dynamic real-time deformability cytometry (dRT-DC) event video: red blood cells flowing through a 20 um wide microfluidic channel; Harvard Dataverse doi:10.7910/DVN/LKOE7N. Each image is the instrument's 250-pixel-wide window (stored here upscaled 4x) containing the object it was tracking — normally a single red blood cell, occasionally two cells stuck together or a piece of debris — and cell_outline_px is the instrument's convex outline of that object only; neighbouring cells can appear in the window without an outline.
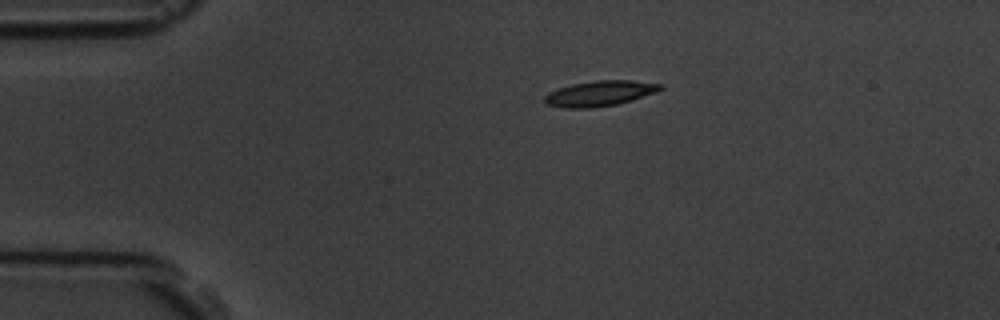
{"species": "common noctule bat (a hibernating species)", "species_latin": "Nyctalus noctula", "temperature_condition": "room temperature", "stored_images_in_passage": 4, "camera_frame_rate_fps": 3000, "um_per_image_px": 0.085, "animal": {"sex": "male", "body_mass_g": 19.5, "forearm_length_mm": 54.6}, "frame": {"image": 1, "passage_image": 1, "time_ms": 0.0, "image_size_px": [1000, 320], "cell_outline_px": [[664, 88], [656, 92], [632, 100], [616, 104], [592, 108], [564, 108], [544, 104], [544, 96], [548, 92], [572, 84], [596, 80], [632, 80], [664, 84]], "centroid_in_image_um": [50.98, 7.94], "position_along_channel_um": 34.0, "area_um2": 17.22}}
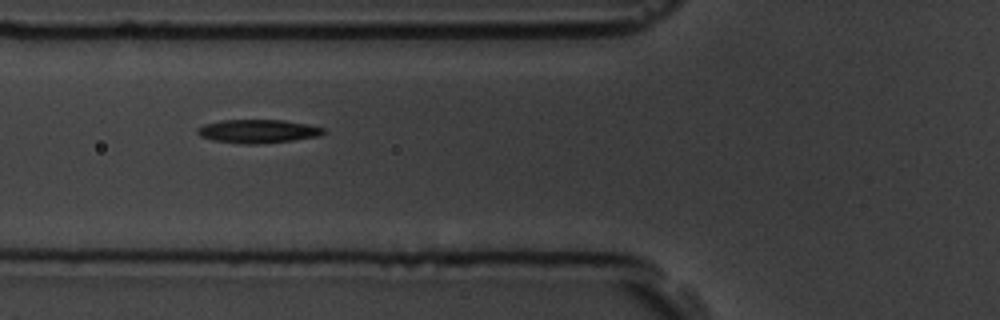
{"frame": {"image": 2, "passage_image": 3, "time_ms": 3.0, "image_size_px": [1000, 320], "cell_outline_px": [[324, 132], [320, 136], [292, 140], [256, 144], [244, 144], [212, 140], [200, 136], [196, 132], [196, 128], [204, 124], [220, 120], [284, 120], [308, 124], [324, 128]], "centroid_in_image_um": [21.89, 11.15], "position_along_channel_um": 103.9, "area_um2": 17.28}}
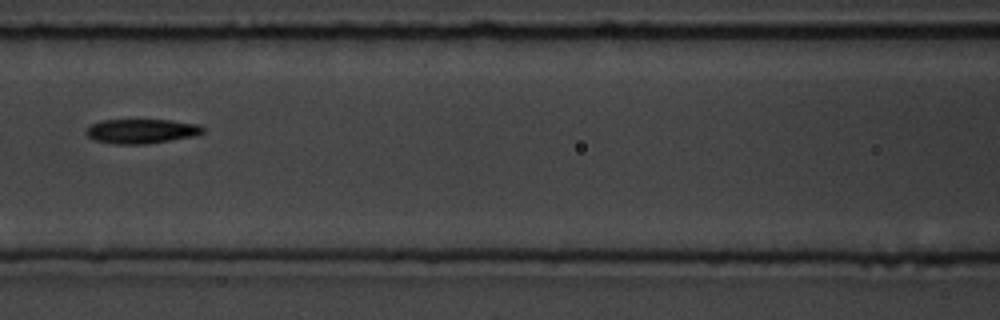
{"frame": {"image": 3, "passage_image": 4, "time_ms": 4.333, "image_size_px": [1000, 320], "cell_outline_px": [[204, 132], [196, 136], [144, 144], [112, 144], [96, 140], [88, 136], [84, 132], [92, 124], [100, 120], [172, 120], [200, 124], [204, 128]], "centroid_in_image_um": [12.05, 11.14], "position_along_channel_um": 154.5, "area_um2": 16.7}}